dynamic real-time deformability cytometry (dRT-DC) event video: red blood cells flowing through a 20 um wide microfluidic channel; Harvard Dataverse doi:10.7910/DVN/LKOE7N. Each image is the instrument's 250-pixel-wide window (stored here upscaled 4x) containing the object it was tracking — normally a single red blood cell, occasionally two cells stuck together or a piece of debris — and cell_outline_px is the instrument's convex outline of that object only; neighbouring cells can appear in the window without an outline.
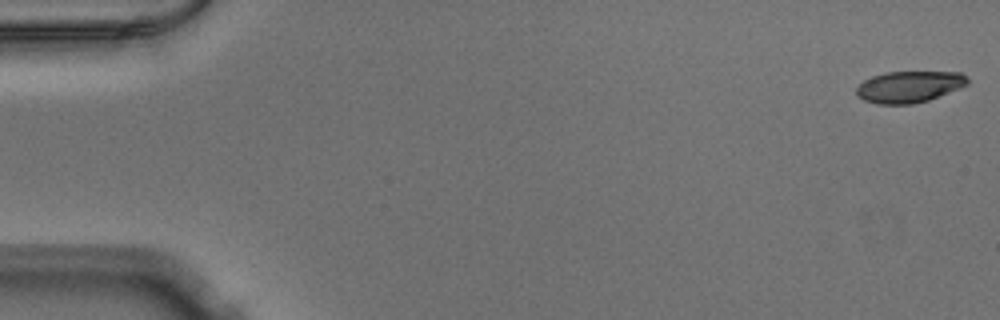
{"species": "Egyptian fruit bat (a non-hibernating species)", "species_latin": "Rousettus aegyptiacus", "temperature_condition": "warm", "stored_images_in_passage": 52, "camera_frame_rate_fps": 3000, "um_per_image_px": 0.085, "animal": {"sex": "male"}, "frame": {"image": 1, "passage_image": 1, "time_ms": 0.0, "image_size_px": [1000, 320], "cell_outline_px": [[968, 84], [928, 100], [912, 104], [876, 104], [864, 100], [856, 96], [856, 88], [864, 80], [872, 76], [884, 72], [960, 72], [968, 80]], "centroid_in_image_um": [77.22, 7.37], "position_along_channel_um": 7.8, "area_um2": 20.23}}
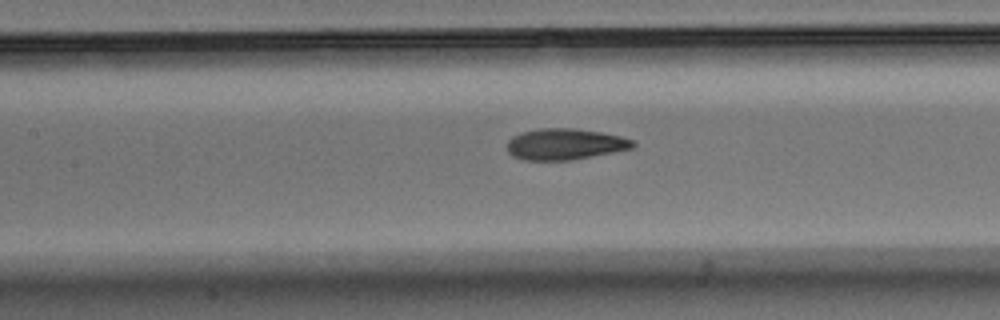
{"frame": {"image": 2, "passage_image": 24, "time_ms": 7.667, "image_size_px": [1000, 320], "cell_outline_px": [[636, 144], [632, 148], [616, 152], [572, 160], [524, 160], [512, 156], [508, 152], [508, 140], [512, 136], [520, 132], [540, 128], [572, 128], [600, 132], [620, 136], [636, 140]], "centroid_in_image_um": [48.03, 12.25], "position_along_channel_um": 159.4, "area_um2": 23.06}}
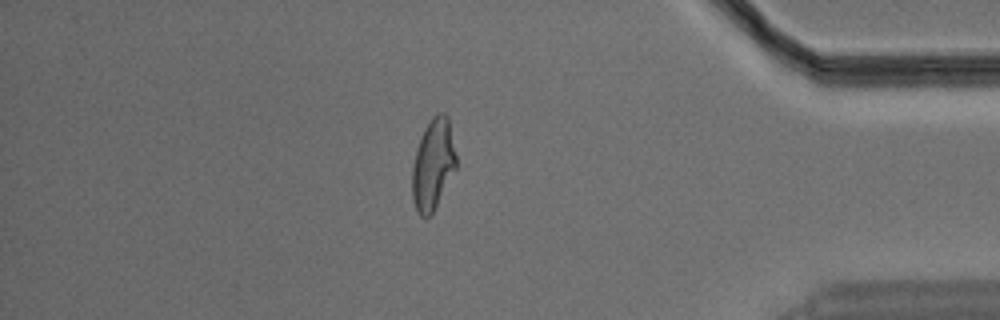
{"frame": {"image": 3, "passage_image": 45, "time_ms": 14.667, "image_size_px": [1000, 320], "cell_outline_px": [[456, 168], [432, 212], [428, 216], [420, 216], [416, 212], [412, 200], [412, 168], [416, 148], [420, 136], [428, 120], [436, 112], [444, 112], [448, 116], [456, 156]], "centroid_in_image_um": [36.78, 13.92], "position_along_channel_um": 398.4, "area_um2": 23.35}}